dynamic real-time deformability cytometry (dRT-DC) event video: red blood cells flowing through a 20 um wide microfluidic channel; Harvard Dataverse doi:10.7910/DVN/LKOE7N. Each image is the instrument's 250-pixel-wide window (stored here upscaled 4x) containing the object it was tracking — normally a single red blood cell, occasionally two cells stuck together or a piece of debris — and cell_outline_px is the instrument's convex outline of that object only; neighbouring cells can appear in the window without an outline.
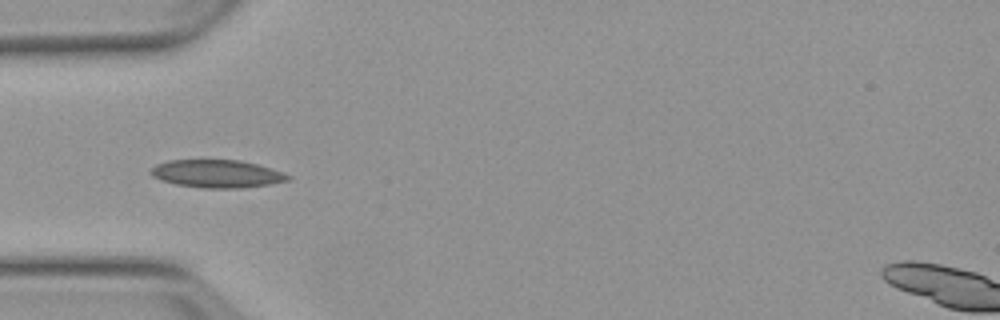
{"species": "Egyptian fruit bat (a non-hibernating species)", "species_latin": "Rousettus aegyptiacus", "temperature_condition": "warm", "stored_images_in_passage": 7, "camera_frame_rate_fps": 3000, "um_per_image_px": 0.085, "animal": {"sex": "female"}, "frame": {"image": 1, "passage_image": 5, "time_ms": 4.667, "image_size_px": [1000, 320], "cell_outline_px": [[292, 176], [288, 180], [268, 184], [244, 188], [200, 188], [176, 184], [160, 180], [152, 176], [152, 168], [156, 164], [168, 160], [240, 160], [256, 164], [284, 172]], "centroid_in_image_um": [18.44, 14.77], "position_along_channel_um": 66.6, "area_um2": 22.2}}
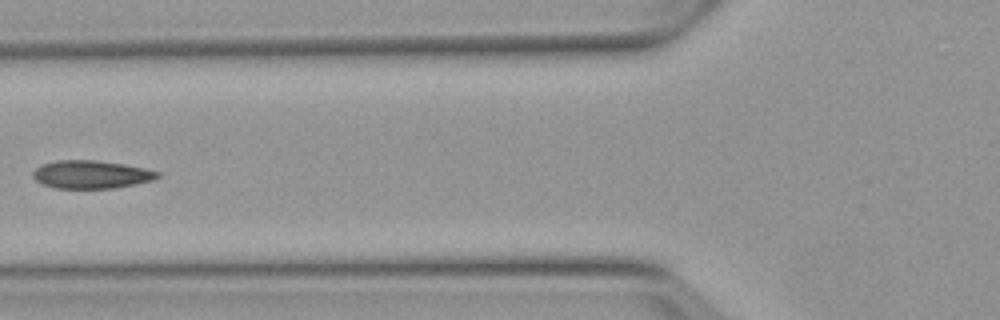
{"frame": {"image": 2, "passage_image": 6, "time_ms": 6.0, "image_size_px": [1000, 320], "cell_outline_px": [[160, 176], [152, 180], [112, 188], [52, 188], [40, 184], [32, 176], [32, 172], [40, 164], [60, 160], [96, 160], [124, 164], [144, 168], [160, 172]], "centroid_in_image_um": [7.69, 14.82], "position_along_channel_um": 118.1, "area_um2": 20.35}}
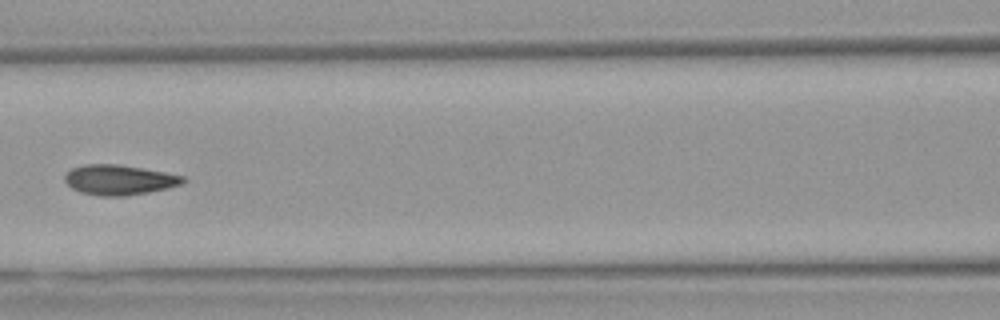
{"frame": {"image": 3, "passage_image": 7, "time_ms": 7.0, "image_size_px": [1000, 320], "cell_outline_px": [[188, 180], [180, 184], [168, 188], [148, 192], [124, 196], [100, 196], [80, 192], [72, 188], [64, 180], [64, 176], [72, 168], [84, 164], [116, 164], [164, 172], [184, 176]], "centroid_in_image_um": [10.12, 15.29], "position_along_channel_um": 156.5, "area_um2": 20.58}}